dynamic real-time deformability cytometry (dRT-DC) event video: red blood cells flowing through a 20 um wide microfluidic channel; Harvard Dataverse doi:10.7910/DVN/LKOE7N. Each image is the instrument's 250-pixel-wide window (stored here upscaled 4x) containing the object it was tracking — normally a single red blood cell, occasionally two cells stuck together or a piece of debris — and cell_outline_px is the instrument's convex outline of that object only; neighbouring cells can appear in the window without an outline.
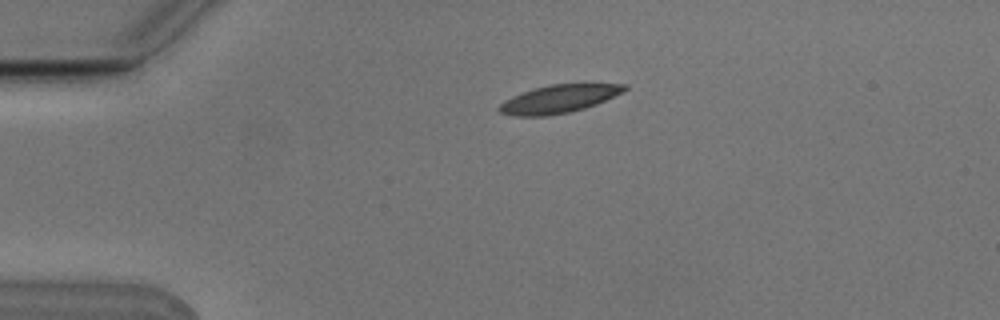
{"species": "Egyptian fruit bat (a non-hibernating species)", "species_latin": "Rousettus aegyptiacus", "temperature_condition": "cold", "stored_images_in_passage": 3, "camera_frame_rate_fps": 3000, "um_per_image_px": 0.085, "animal": {"sex": "male"}, "frame": {"image": 1, "passage_image": 1, "time_ms": 0.0, "image_size_px": [1000, 320], "cell_outline_px": [[628, 88], [596, 104], [584, 108], [568, 112], [548, 116], [512, 116], [500, 112], [496, 108], [500, 104], [512, 96], [532, 88], [548, 84], [628, 84]], "centroid_in_image_um": [47.43, 8.41], "position_along_channel_um": 37.6, "area_um2": 20.29}}
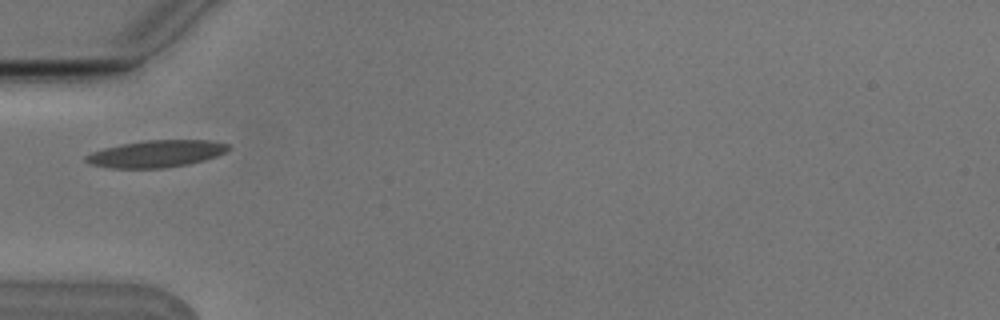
{"frame": {"image": 2, "passage_image": 3, "time_ms": 0.667, "image_size_px": [1000, 320], "cell_outline_px": [[232, 148], [216, 156], [204, 160], [188, 164], [164, 168], [108, 168], [88, 164], [84, 160], [84, 156], [92, 152], [104, 148], [120, 144], [144, 140], [208, 140], [228, 144]], "centroid_in_image_um": [13.24, 13.07], "position_along_channel_um": 71.8, "area_um2": 22.54}}